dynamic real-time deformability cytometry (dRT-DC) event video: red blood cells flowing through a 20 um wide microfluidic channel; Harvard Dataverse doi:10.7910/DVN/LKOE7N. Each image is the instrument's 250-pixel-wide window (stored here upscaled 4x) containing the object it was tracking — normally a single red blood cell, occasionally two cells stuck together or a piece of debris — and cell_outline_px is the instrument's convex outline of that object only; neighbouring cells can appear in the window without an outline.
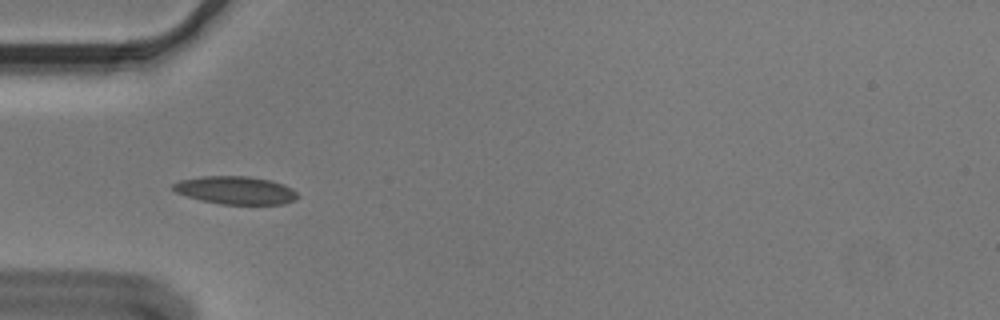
{"species": "Egyptian fruit bat (a non-hibernating species)", "species_latin": "Rousettus aegyptiacus", "temperature_condition": "cold", "stored_images_in_passage": 43, "segment_of_instrument_passage": [1, 2], "camera_frame_rate_fps": 3000, "um_per_image_px": 0.085, "animal": {"sex": "male"}, "frame": {"image": 1, "passage_image": 5, "time_ms": 1.333, "image_size_px": [1000, 320], "cell_outline_px": [[300, 196], [296, 200], [284, 204], [220, 204], [188, 196], [176, 192], [172, 188], [172, 184], [180, 180], [200, 176], [248, 176], [272, 180], [284, 184], [292, 188]], "centroid_in_image_um": [20.08, 16.16], "position_along_channel_um": 64.9, "area_um2": 20.35}}
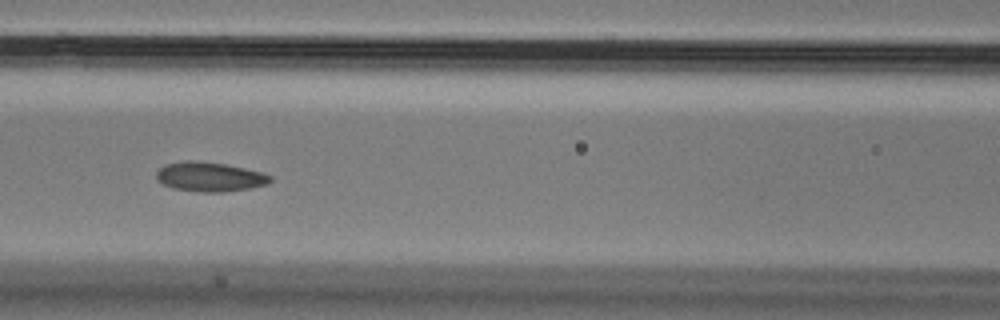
{"frame": {"image": 2, "passage_image": 12, "time_ms": 3.667, "image_size_px": [1000, 320], "cell_outline_px": [[272, 180], [268, 184], [248, 188], [224, 192], [196, 192], [172, 188], [156, 180], [156, 172], [164, 164], [184, 160], [196, 160], [224, 164], [244, 168], [260, 172], [272, 176]], "centroid_in_image_um": [17.78, 15.02], "position_along_channel_um": 148.8, "area_um2": 19.65}}
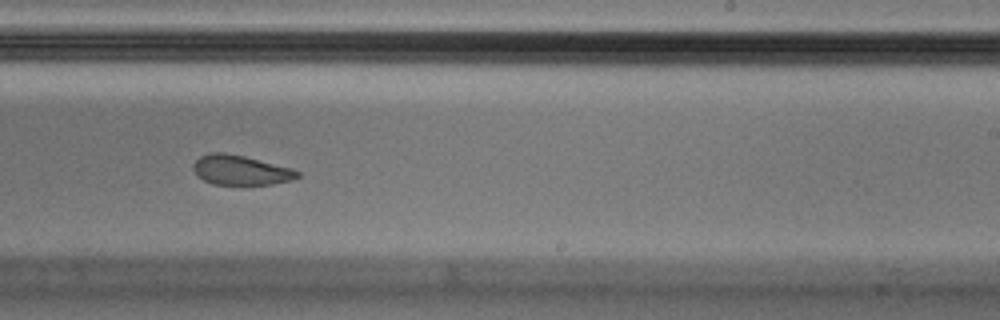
{"frame": {"image": 3, "passage_image": 22, "time_ms": 7.0, "image_size_px": [1000, 320], "cell_outline_px": [[300, 176], [292, 180], [272, 184], [212, 184], [196, 176], [192, 168], [192, 164], [200, 156], [212, 152], [224, 152], [244, 156], [292, 168], [300, 172]], "centroid_in_image_um": [20.43, 14.45], "position_along_channel_um": 268.6, "area_um2": 18.09}}